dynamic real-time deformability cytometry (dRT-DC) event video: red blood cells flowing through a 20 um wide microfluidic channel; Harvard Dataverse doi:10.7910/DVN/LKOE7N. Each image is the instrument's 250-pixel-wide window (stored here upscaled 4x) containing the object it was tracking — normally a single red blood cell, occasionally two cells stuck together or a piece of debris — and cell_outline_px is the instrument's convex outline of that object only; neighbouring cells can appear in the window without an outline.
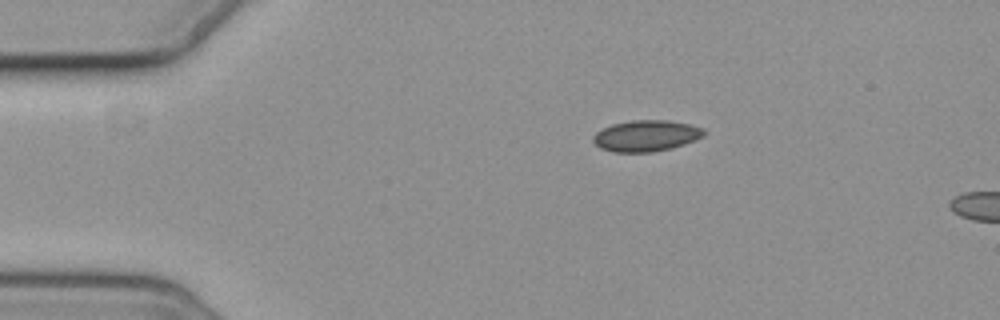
{"species": "common noctule bat (a hibernating species)", "species_latin": "Nyctalus noctula", "temperature_condition": "cold", "stored_images_in_passage": 3, "camera_frame_rate_fps": 3000, "um_per_image_px": 0.085, "animal": {"sex": "female", "body_mass_g": 19.3, "forearm_length_mm": 54.1}, "frame": {"image": 1, "passage_image": 1, "time_ms": 0.0, "image_size_px": [1000, 320], "cell_outline_px": [[708, 132], [704, 136], [696, 140], [672, 148], [652, 152], [612, 152], [600, 148], [592, 140], [592, 136], [596, 132], [612, 124], [632, 120], [668, 120], [688, 124], [704, 128]], "centroid_in_image_um": [54.94, 11.54], "position_along_channel_um": 30.1, "area_um2": 20.29}}
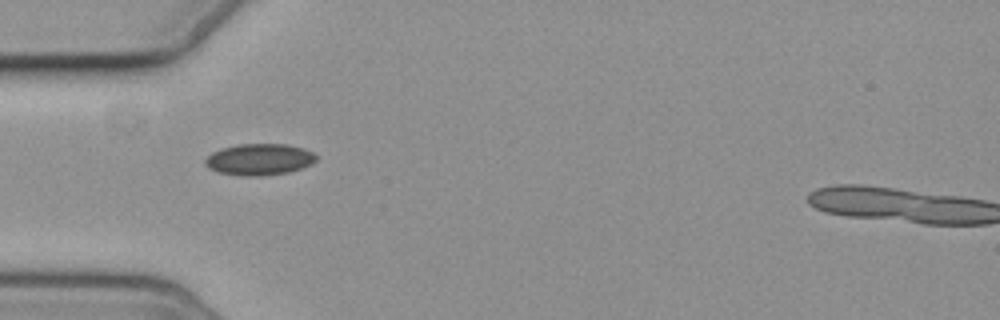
{"frame": {"image": 2, "passage_image": 2, "time_ms": 2.333, "image_size_px": [1000, 320], "cell_outline_px": [[316, 160], [312, 164], [288, 172], [260, 176], [244, 176], [216, 172], [208, 168], [204, 164], [204, 160], [212, 152], [220, 148], [236, 144], [288, 144], [304, 148], [312, 152], [316, 156]], "centroid_in_image_um": [22.01, 13.54], "position_along_channel_um": 63.0, "area_um2": 20.52}}
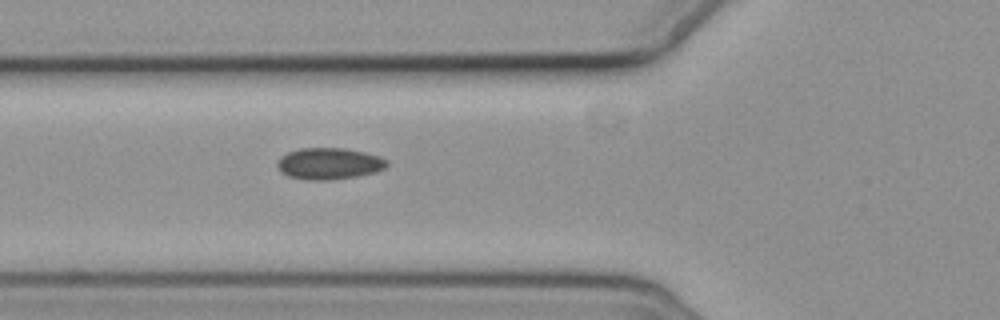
{"frame": {"image": 3, "passage_image": 3, "time_ms": 3.333, "image_size_px": [1000, 320], "cell_outline_px": [[388, 164], [384, 168], [376, 172], [356, 176], [328, 180], [308, 180], [288, 176], [280, 172], [276, 164], [276, 160], [280, 156], [288, 152], [300, 148], [344, 148], [364, 152], [380, 156], [388, 160]], "centroid_in_image_um": [27.94, 13.9], "position_along_channel_um": 97.9, "area_um2": 20.29}}